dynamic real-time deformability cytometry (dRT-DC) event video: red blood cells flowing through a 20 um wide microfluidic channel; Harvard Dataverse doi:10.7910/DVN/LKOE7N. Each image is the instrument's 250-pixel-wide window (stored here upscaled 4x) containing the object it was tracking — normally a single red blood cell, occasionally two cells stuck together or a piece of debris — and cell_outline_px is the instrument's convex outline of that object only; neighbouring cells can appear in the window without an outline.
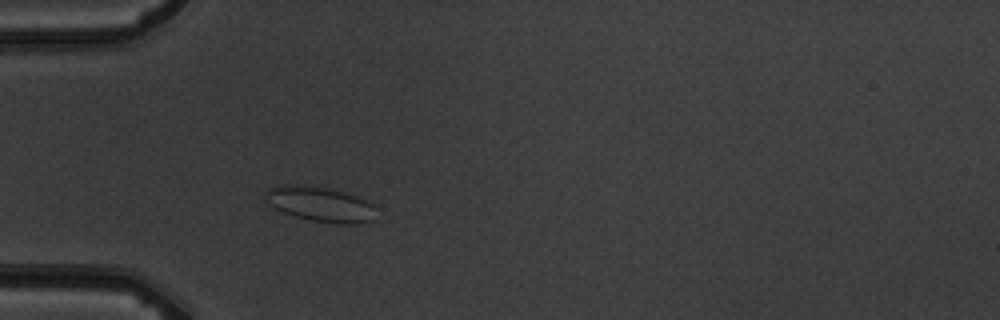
{"species": "common noctule bat (a hibernating species)", "species_latin": "Nyctalus noctula", "temperature_condition": "warm", "stored_images_in_passage": 3, "camera_frame_rate_fps": 3000, "um_per_image_px": 0.085, "animal": {"sex": "male", "body_mass_g": 19.5, "forearm_length_mm": 54.6}, "frame": {"image": 1, "passage_image": 3, "time_ms": 2.333, "image_size_px": [1000, 320], "cell_outline_px": [[372, 220], [352, 224], [340, 224], [312, 220], [296, 216], [284, 212], [268, 204], [264, 200], [264, 192], [268, 188], [280, 184], [288, 184], [324, 188], [344, 192], [356, 196], [372, 204]], "centroid_in_image_um": [27.12, 17.34], "position_along_channel_um": 57.9, "area_um2": 22.02}}